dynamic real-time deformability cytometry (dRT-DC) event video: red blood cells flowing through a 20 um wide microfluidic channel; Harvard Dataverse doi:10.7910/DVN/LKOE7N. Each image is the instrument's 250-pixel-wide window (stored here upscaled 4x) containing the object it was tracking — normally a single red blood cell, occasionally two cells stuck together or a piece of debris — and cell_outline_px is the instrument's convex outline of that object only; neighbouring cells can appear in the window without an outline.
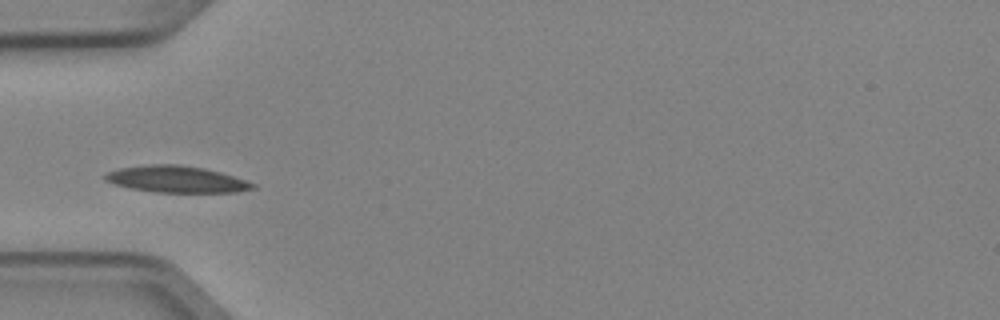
{"species": "Egyptian fruit bat (a non-hibernating species)", "species_latin": "Rousettus aegyptiacus", "temperature_condition": "cold", "stored_images_in_passage": 5, "camera_frame_rate_fps": 3000, "um_per_image_px": 0.085, "animal": {"sex": "female"}, "frame": {"image": 1, "passage_image": 3, "time_ms": 0.667, "image_size_px": [1000, 320], "cell_outline_px": [[256, 188], [236, 192], [156, 192], [128, 188], [104, 180], [104, 176], [108, 172], [120, 168], [148, 164], [176, 164], [204, 168], [220, 172], [256, 184]], "centroid_in_image_um": [14.99, 15.23], "position_along_channel_um": 70.0, "area_um2": 22.72}}
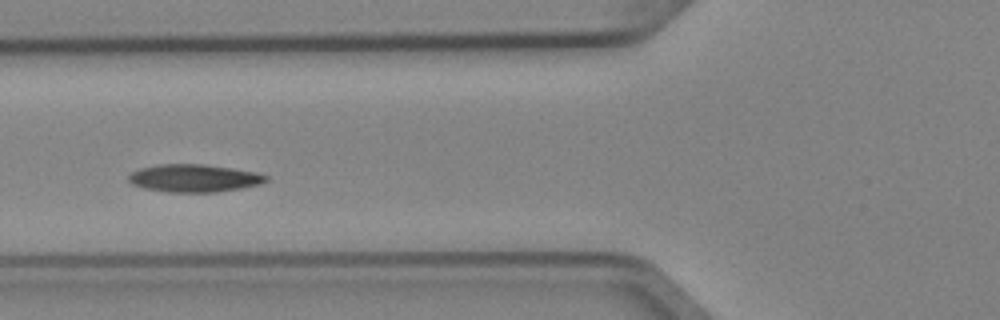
{"frame": {"image": 2, "passage_image": 4, "time_ms": 1.0, "image_size_px": [1000, 320], "cell_outline_px": [[268, 180], [260, 184], [240, 188], [216, 192], [168, 192], [144, 188], [132, 184], [128, 180], [128, 176], [132, 172], [140, 168], [160, 164], [204, 164], [232, 168], [256, 172], [268, 176]], "centroid_in_image_um": [16.49, 15.14], "position_along_channel_um": 109.3, "area_um2": 22.14}}
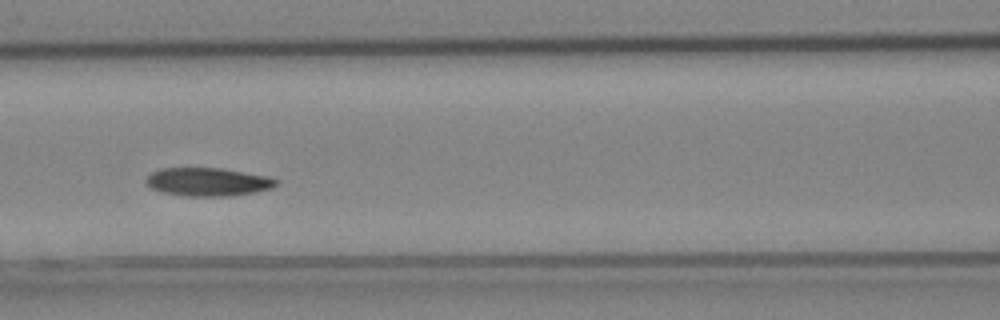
{"frame": {"image": 3, "passage_image": 5, "time_ms": 1.333, "image_size_px": [1000, 320], "cell_outline_px": [[280, 180], [272, 188], [256, 192], [228, 196], [188, 196], [164, 192], [152, 188], [144, 180], [152, 172], [160, 168], [220, 168], [268, 176]], "centroid_in_image_um": [17.7, 15.45], "position_along_channel_um": 148.9, "area_um2": 21.33}}